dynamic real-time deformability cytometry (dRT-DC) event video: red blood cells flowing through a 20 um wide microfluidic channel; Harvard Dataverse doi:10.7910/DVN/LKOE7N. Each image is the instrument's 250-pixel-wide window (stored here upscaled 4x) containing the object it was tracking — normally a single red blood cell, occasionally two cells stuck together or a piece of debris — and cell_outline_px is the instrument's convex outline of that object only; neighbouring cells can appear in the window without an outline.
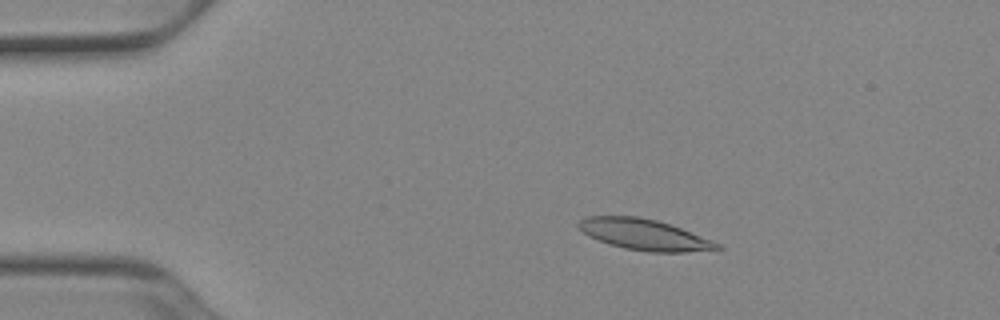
{"species": "Egyptian fruit bat (a non-hibernating species)", "species_latin": "Rousettus aegyptiacus", "temperature_condition": "cold", "stored_images_in_passage": 51, "camera_frame_rate_fps": 3000, "um_per_image_px": 0.085, "animal": {"sex": "female"}, "frame": {"image": 1, "passage_image": 9, "time_ms": 2.667, "image_size_px": [1000, 320], "cell_outline_px": [[724, 248], [684, 252], [648, 252], [624, 248], [608, 244], [588, 236], [576, 224], [584, 216], [636, 216], [656, 220], [680, 228], [720, 244]], "centroid_in_image_um": [54.7, 19.94], "position_along_channel_um": 30.3, "area_um2": 24.68}}
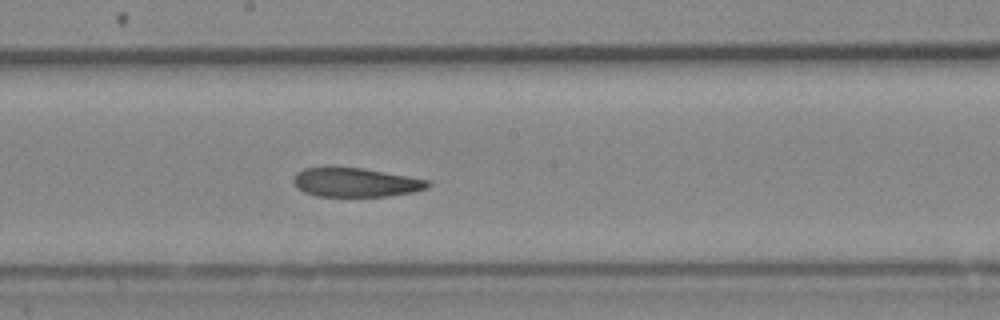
{"frame": {"image": 2, "passage_image": 28, "time_ms": 9.0, "image_size_px": [1000, 320], "cell_outline_px": [[432, 184], [428, 188], [412, 192], [388, 196], [316, 196], [304, 192], [296, 188], [292, 180], [296, 172], [304, 168], [364, 168], [408, 176], [428, 180]], "centroid_in_image_um": [30.22, 15.51], "position_along_channel_um": 218.0, "area_um2": 22.66}}
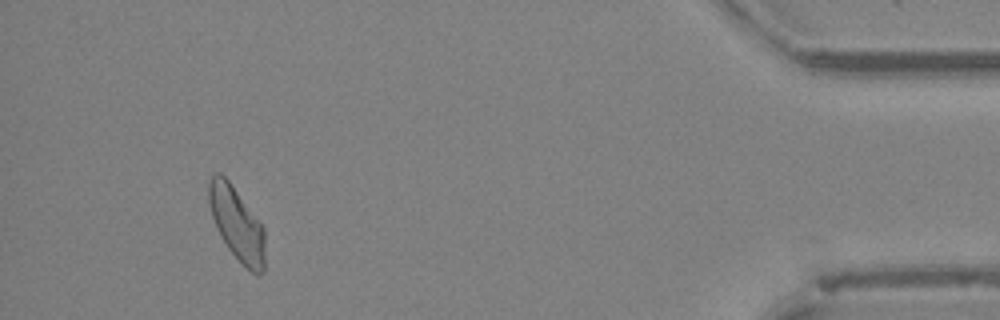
{"frame": {"image": 3, "passage_image": 48, "time_ms": 15.667, "image_size_px": [1000, 320], "cell_outline_px": [[264, 272], [260, 276], [256, 276], [228, 248], [220, 236], [216, 228], [208, 204], [208, 184], [212, 176], [216, 172], [220, 172], [228, 180], [264, 228]], "centroid_in_image_um": [20.11, 19.02], "position_along_channel_um": 415.1, "area_um2": 23.64}, "authors_computed_cell_mechanics": {"area_um2": 24.3338, "velocity_mm_per_s": 3.8985, "shape_relaxation_time_tau1_ms": 9.1374, "shape_relaxation_time_tau2_ms": 8.2306, "deformation_change_tau1": 0.2107, "deformation_change_tau2": 0.121}}